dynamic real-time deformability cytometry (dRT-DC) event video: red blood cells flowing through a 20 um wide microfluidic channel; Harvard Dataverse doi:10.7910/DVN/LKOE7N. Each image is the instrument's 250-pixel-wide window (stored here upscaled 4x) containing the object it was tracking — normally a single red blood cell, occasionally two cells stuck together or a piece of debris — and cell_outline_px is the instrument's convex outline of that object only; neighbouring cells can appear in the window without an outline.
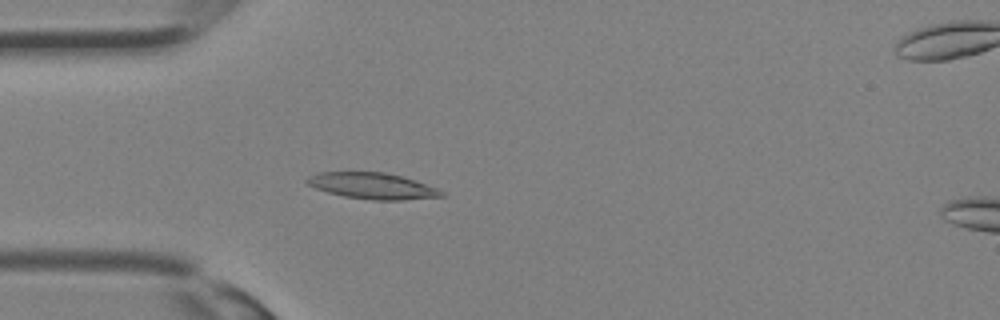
{"species": "Egyptian fruit bat (a non-hibernating species)", "species_latin": "Rousettus aegyptiacus", "temperature_condition": "room temperature", "stored_images_in_passage": 33, "camera_frame_rate_fps": 3000, "um_per_image_px": 0.085, "animal": {"sex": "female"}, "frame": {"image": 1, "passage_image": 10, "time_ms": 3.0, "image_size_px": [1000, 320], "cell_outline_px": [[444, 196], [400, 200], [372, 200], [344, 196], [328, 192], [316, 188], [308, 184], [304, 180], [308, 176], [320, 172], [384, 172], [400, 176], [436, 188], [444, 192]], "centroid_in_image_um": [31.61, 15.8], "position_along_channel_um": 53.4, "area_um2": 20.17}}
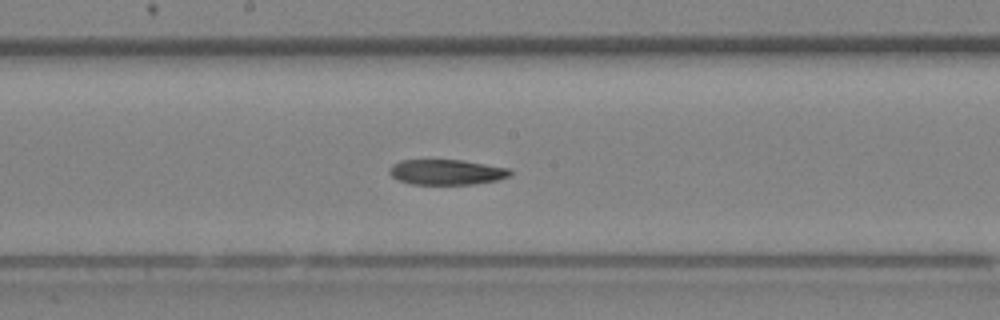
{"frame": {"image": 2, "passage_image": 18, "time_ms": 5.667, "image_size_px": [1000, 320], "cell_outline_px": [[512, 172], [508, 176], [496, 180], [472, 184], [412, 184], [400, 180], [392, 176], [388, 172], [392, 164], [400, 160], [464, 160], [508, 168]], "centroid_in_image_um": [37.93, 14.62], "position_along_channel_um": 210.3, "area_um2": 17.63}}
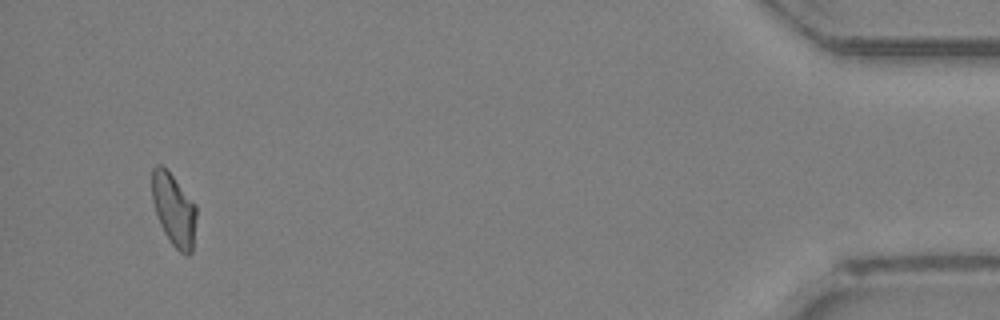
{"frame": {"image": 3, "passage_image": 32, "time_ms": 10.333, "image_size_px": [1000, 320], "cell_outline_px": [[196, 216], [192, 252], [188, 256], [180, 252], [172, 244], [164, 232], [160, 224], [152, 200], [152, 168], [156, 164], [160, 164], [172, 176], [196, 204]], "centroid_in_image_um": [14.78, 17.83], "position_along_channel_um": 420.4, "area_um2": 18.5}}